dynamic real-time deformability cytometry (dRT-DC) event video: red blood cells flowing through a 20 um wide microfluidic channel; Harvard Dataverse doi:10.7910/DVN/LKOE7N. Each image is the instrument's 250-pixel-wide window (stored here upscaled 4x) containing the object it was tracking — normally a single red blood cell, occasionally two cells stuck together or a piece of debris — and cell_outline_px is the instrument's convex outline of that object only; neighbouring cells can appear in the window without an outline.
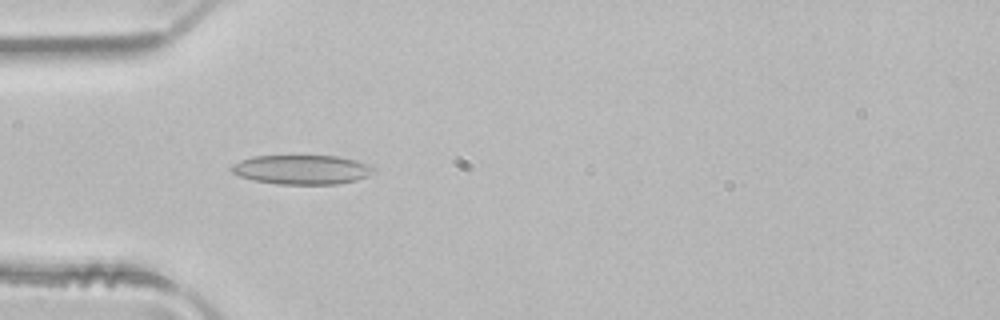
{"species": "common noctule bat (a hibernating species)", "species_latin": "Nyctalus noctula", "temperature_condition": "room temperature", "stored_images_in_passage": 3, "camera_frame_rate_fps": 3000, "um_per_image_px": 0.085, "animal": {"sex": "male", "body_mass_g": 21.5, "forearm_length_mm": 52.0}, "frame": {"image": 1, "passage_image": 3, "time_ms": 0.667, "image_size_px": [1000, 320], "cell_outline_px": [[376, 168], [368, 176], [356, 180], [336, 184], [276, 184], [256, 180], [240, 176], [232, 172], [228, 168], [232, 164], [240, 160], [252, 156], [336, 156], [356, 160], [368, 164]], "centroid_in_image_um": [25.64, 14.41], "position_along_channel_um": 59.4, "area_um2": 24.28}}